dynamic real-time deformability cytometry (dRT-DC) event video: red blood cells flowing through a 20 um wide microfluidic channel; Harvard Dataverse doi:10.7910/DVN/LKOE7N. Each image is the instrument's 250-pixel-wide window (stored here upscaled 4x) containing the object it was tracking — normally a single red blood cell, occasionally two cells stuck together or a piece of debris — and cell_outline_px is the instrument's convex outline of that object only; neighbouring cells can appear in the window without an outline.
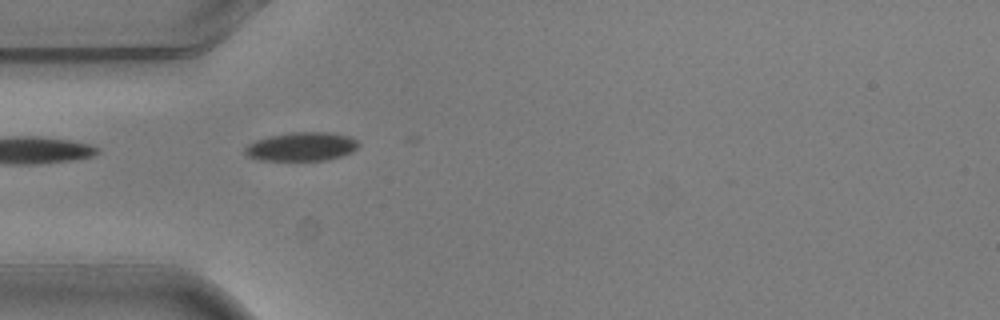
{"species": "common noctule bat (a hibernating species)", "species_latin": "Nyctalus noctula", "temperature_condition": "warm", "stored_images_in_passage": 4, "camera_frame_rate_fps": 3000, "um_per_image_px": 0.085, "animal": {"sex": "male", "body_mass_g": 20.5, "forearm_length_mm": 52.5}, "frame": {"image": 1, "passage_image": 4, "time_ms": 1.0, "image_size_px": [1000, 320], "cell_outline_px": [[360, 144], [352, 152], [340, 156], [324, 160], [260, 160], [248, 156], [244, 152], [244, 148], [248, 144], [256, 140], [268, 136], [288, 132], [332, 132], [348, 136], [356, 140]], "centroid_in_image_um": [25.61, 12.45], "position_along_channel_um": 59.4, "area_um2": 19.02}}